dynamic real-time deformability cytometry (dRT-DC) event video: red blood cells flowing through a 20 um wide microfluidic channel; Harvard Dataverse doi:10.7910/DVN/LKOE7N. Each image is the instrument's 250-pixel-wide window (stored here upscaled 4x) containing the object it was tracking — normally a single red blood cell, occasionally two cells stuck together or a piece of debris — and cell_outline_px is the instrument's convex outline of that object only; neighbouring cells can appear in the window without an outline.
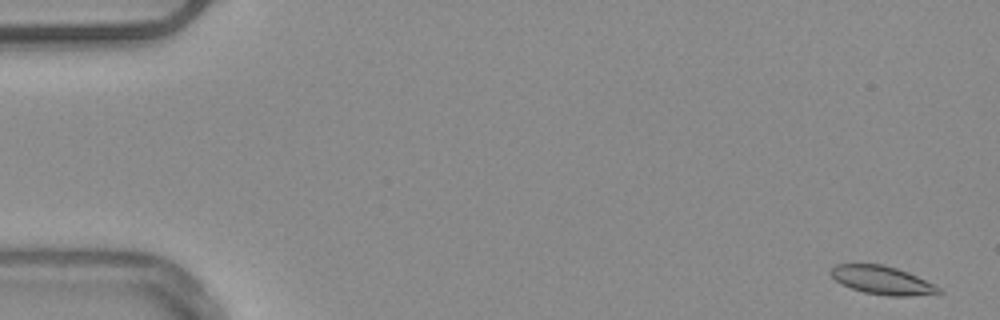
{"species": "common noctule bat (a hibernating species)", "species_latin": "Nyctalus noctula", "temperature_condition": "warm", "stored_images_in_passage": 9, "camera_frame_rate_fps": 3000, "um_per_image_px": 0.085, "animal": {"sex": "male", "body_mass_g": 20.4}, "frame": {"image": 1, "passage_image": 1, "time_ms": 0.0, "image_size_px": [1000, 320], "cell_outline_px": [[944, 292], [940, 296], [888, 296], [864, 292], [840, 284], [828, 272], [836, 264], [880, 264], [896, 268], [908, 272], [940, 288]], "centroid_in_image_um": [75.05, 23.85], "position_along_channel_um": 10.0, "area_um2": 18.03}}